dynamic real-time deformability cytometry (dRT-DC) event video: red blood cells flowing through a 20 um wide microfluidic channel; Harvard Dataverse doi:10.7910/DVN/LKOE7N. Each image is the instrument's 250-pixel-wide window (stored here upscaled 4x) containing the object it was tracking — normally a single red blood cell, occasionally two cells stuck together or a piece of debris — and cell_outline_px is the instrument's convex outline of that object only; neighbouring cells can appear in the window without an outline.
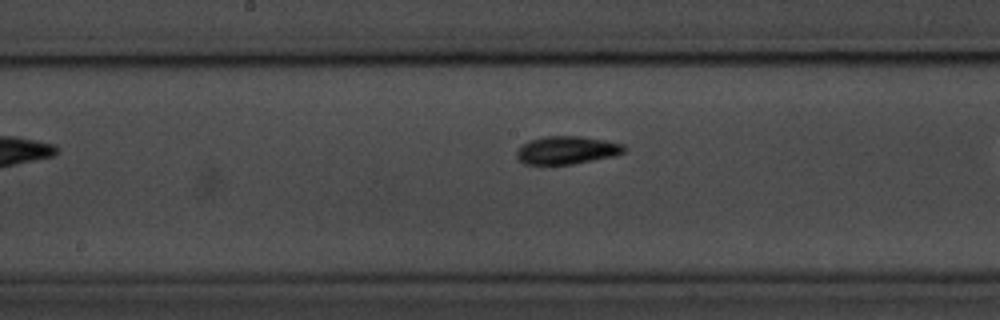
{"species": "common noctule bat (a hibernating species)", "species_latin": "Nyctalus noctula", "temperature_condition": "room temperature", "stored_images_in_passage": 28, "camera_frame_rate_fps": 3000, "um_per_image_px": 0.085, "animal": {"sex": "male", "body_mass_g": 20.1, "forearm_length_mm": 53.5}, "frame": {"image": 1, "passage_image": 13, "time_ms": 4.0, "image_size_px": [1000, 320], "cell_outline_px": [[628, 148], [624, 152], [616, 156], [572, 164], [524, 164], [516, 156], [516, 152], [528, 140], [544, 136], [580, 136], [604, 140], [624, 144]], "centroid_in_image_um": [48.22, 12.76], "position_along_channel_um": 200.0, "area_um2": 17.57}}